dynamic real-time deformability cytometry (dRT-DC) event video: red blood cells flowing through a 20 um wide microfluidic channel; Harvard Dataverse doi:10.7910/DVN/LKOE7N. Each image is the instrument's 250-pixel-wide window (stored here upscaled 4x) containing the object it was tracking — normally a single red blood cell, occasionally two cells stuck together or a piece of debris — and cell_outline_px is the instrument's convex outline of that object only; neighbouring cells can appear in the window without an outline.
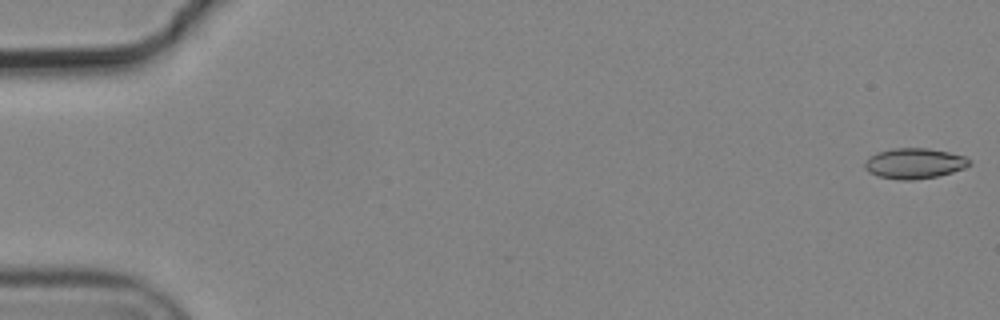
{"species": "common noctule bat (a hibernating species)", "species_latin": "Nyctalus noctula", "temperature_condition": "cold", "stored_images_in_passage": 5, "camera_frame_rate_fps": 3000, "um_per_image_px": 0.085, "animal": {"sex": "male", "body_mass_g": 19.2, "forearm_length_mm": 51.8}, "frame": {"image": 1, "passage_image": 1, "time_ms": 0.0, "image_size_px": [1000, 320], "cell_outline_px": [[972, 164], [964, 168], [952, 172], [936, 176], [912, 180], [900, 180], [876, 176], [868, 172], [864, 168], [864, 164], [868, 156], [876, 152], [892, 148], [928, 148], [948, 152], [964, 156], [972, 160]], "centroid_in_image_um": [77.69, 13.88], "position_along_channel_um": 7.3, "area_um2": 18.79}}
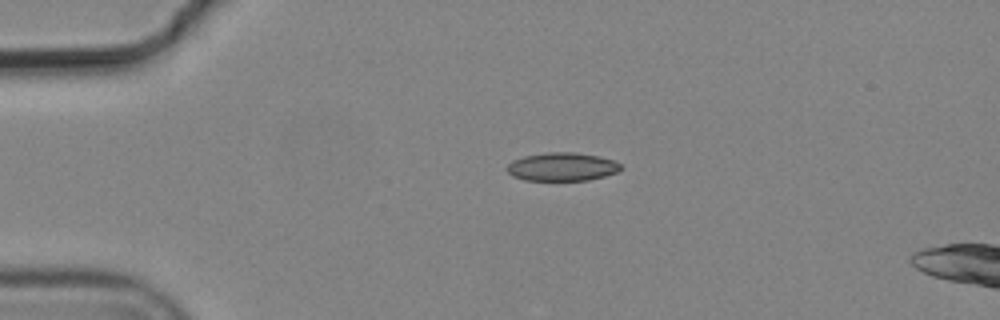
{"frame": {"image": 2, "passage_image": 4, "time_ms": 1.0, "image_size_px": [1000, 320], "cell_outline_px": [[620, 168], [616, 172], [604, 176], [588, 180], [524, 180], [512, 176], [504, 168], [512, 160], [524, 156], [548, 152], [576, 152], [600, 156], [612, 160], [620, 164]], "centroid_in_image_um": [47.72, 14.17], "position_along_channel_um": 37.3, "area_um2": 18.79}}